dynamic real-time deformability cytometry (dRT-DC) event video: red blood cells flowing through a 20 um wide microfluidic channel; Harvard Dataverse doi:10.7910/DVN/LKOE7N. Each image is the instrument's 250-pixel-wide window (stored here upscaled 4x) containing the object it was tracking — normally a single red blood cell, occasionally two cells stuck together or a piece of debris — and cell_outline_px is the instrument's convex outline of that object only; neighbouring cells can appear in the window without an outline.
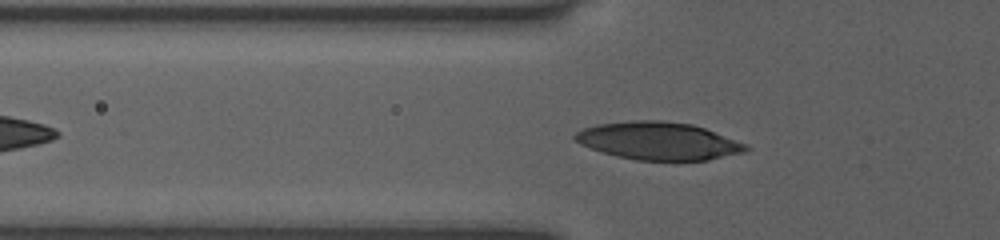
{"species": "human", "species_latin": "Homo sapiens", "temperature_condition": "room temperature", "stored_images_in_passage": 37, "camera_frame_rate_fps": 3000, "um_per_image_px": 0.085, "donor": {"sex": "female"}, "frame": {"image": 1, "passage_image": 8, "time_ms": 2.333, "image_size_px": [1000, 240], "cell_outline_px": [[752, 148], [744, 152], [708, 160], [636, 160], [616, 156], [580, 144], [572, 136], [576, 132], [584, 128], [596, 124], [632, 120], [664, 120], [692, 124], [704, 128], [748, 144]], "centroid_in_image_um": [55.99, 11.97], "position_along_channel_um": 69.8, "area_um2": 37.57}}
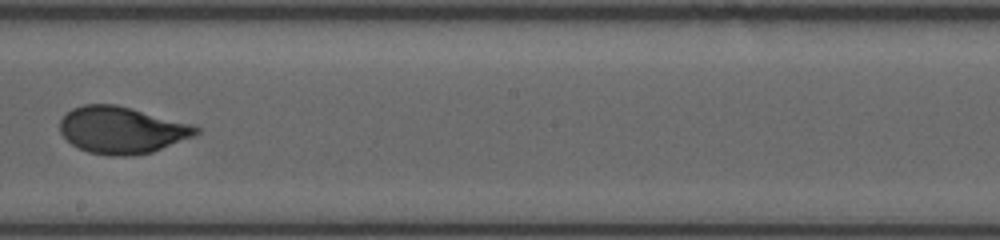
{"frame": {"image": 2, "passage_image": 20, "time_ms": 6.333, "image_size_px": [1000, 240], "cell_outline_px": [[200, 132], [196, 136], [152, 152], [132, 156], [108, 156], [88, 152], [76, 148], [60, 132], [60, 120], [72, 108], [84, 104], [116, 104], [132, 108], [192, 124], [200, 128]], "centroid_in_image_um": [10.37, 11.06], "position_along_channel_um": 237.8, "area_um2": 37.45}}
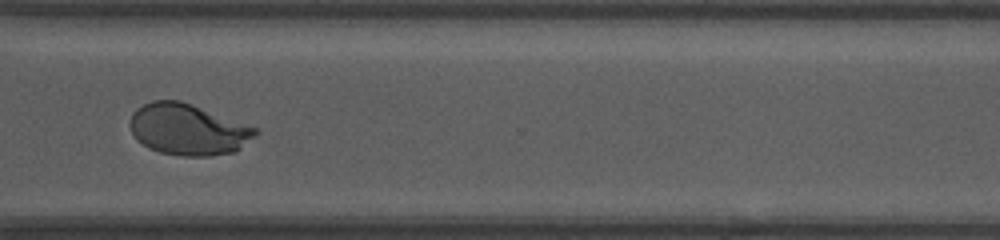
{"frame": {"image": 3, "passage_image": 29, "time_ms": 9.333, "image_size_px": [1000, 240], "cell_outline_px": [[260, 132], [236, 152], [212, 156], [180, 156], [160, 152], [148, 148], [136, 140], [132, 132], [132, 112], [136, 108], [152, 100], [180, 100], [260, 128]], "centroid_in_image_um": [16.03, 11.01], "position_along_channel_um": 354.6, "area_um2": 37.74}}